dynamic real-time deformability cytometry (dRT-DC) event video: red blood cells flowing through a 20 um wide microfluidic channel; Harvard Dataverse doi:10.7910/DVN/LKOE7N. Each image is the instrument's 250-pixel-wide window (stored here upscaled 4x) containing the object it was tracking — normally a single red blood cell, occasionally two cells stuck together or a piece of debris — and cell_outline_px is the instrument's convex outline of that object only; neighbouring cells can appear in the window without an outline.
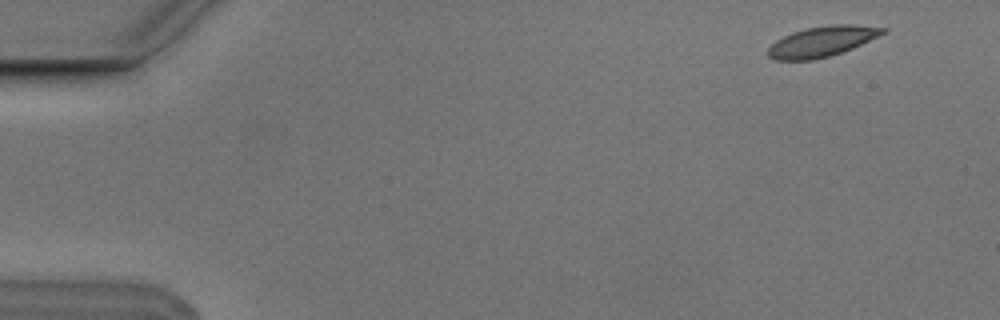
{"species": "Egyptian fruit bat (a non-hibernating species)", "species_latin": "Rousettus aegyptiacus", "temperature_condition": "cold", "stored_images_in_passage": 4, "camera_frame_rate_fps": 3000, "um_per_image_px": 0.085, "animal": {"sex": "male"}, "frame": {"image": 1, "passage_image": 1, "time_ms": 0.0, "image_size_px": [1000, 320], "cell_outline_px": [[888, 32], [852, 48], [828, 56], [812, 60], [776, 60], [768, 56], [768, 48], [776, 40], [792, 32], [804, 28], [832, 24], [856, 24], [888, 28]], "centroid_in_image_um": [69.89, 3.5], "position_along_channel_um": 15.1, "area_um2": 20.35}}